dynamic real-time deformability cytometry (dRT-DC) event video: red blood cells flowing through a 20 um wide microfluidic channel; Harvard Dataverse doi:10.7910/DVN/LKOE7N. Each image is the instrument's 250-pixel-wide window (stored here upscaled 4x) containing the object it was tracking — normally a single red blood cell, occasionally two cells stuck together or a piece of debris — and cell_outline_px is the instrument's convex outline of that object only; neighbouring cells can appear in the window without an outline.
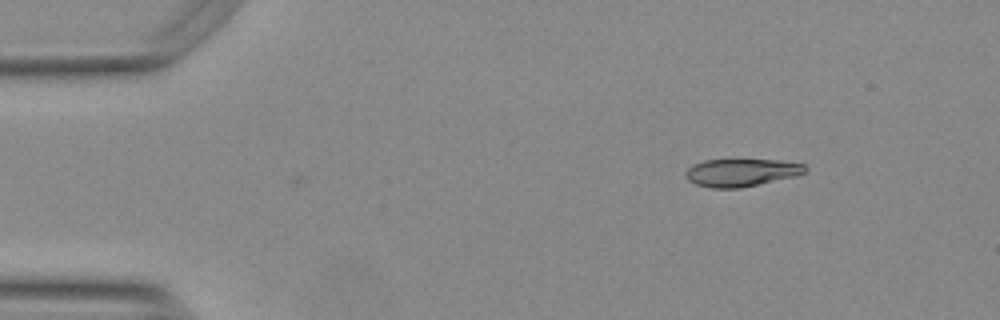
{"species": "Egyptian fruit bat (a non-hibernating species)", "species_latin": "Rousettus aegyptiacus", "temperature_condition": "warm", "stored_images_in_passage": 48, "camera_frame_rate_fps": 3000, "um_per_image_px": 0.085, "animal": {"sex": "female"}, "frame": {"image": 1, "passage_image": 1, "time_ms": 0.0, "image_size_px": [1000, 320], "cell_outline_px": [[808, 168], [804, 172], [796, 176], [740, 188], [712, 188], [696, 184], [688, 180], [688, 168], [692, 164], [704, 160], [776, 160], [804, 164]], "centroid_in_image_um": [63.03, 14.66], "position_along_channel_um": 22.0, "area_um2": 19.02}}
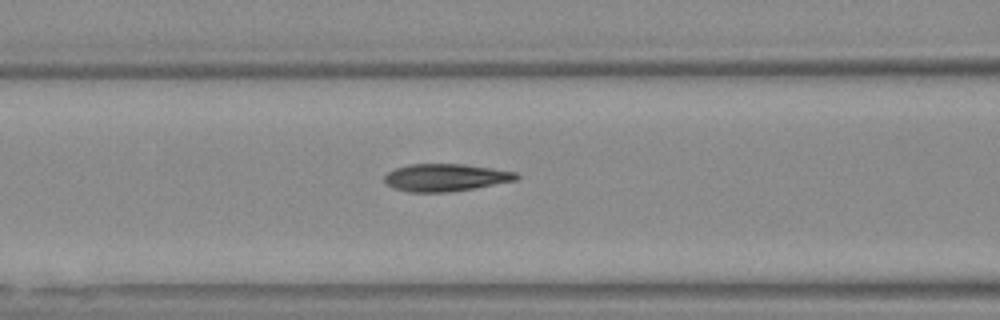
{"frame": {"image": 2, "passage_image": 16, "time_ms": 5.0, "image_size_px": [1000, 320], "cell_outline_px": [[520, 176], [516, 180], [472, 188], [448, 192], [408, 192], [396, 188], [388, 184], [384, 180], [384, 176], [388, 172], [396, 168], [408, 164], [460, 164], [516, 172]], "centroid_in_image_um": [37.84, 15.09], "position_along_channel_um": 128.8, "area_um2": 20.69}}
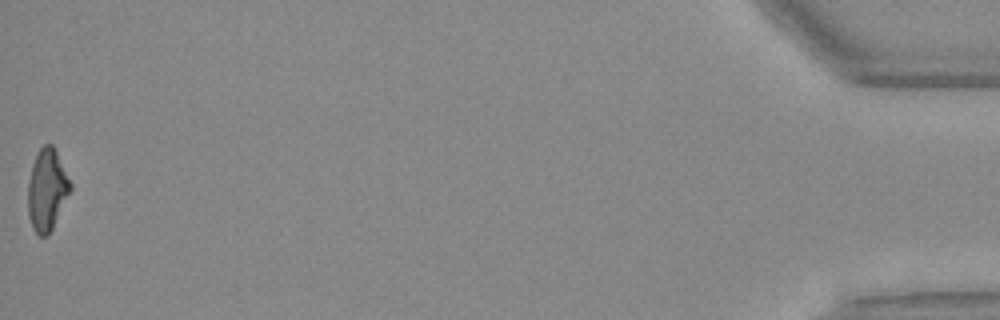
{"frame": {"image": 3, "passage_image": 48, "time_ms": 15.667, "image_size_px": [1000, 320], "cell_outline_px": [[72, 188], [48, 236], [40, 236], [32, 228], [28, 216], [28, 180], [32, 164], [40, 148], [44, 144], [52, 144], [72, 184]], "centroid_in_image_um": [3.98, 16.15], "position_along_channel_um": 431.2, "area_um2": 20.0}, "authors_computed_cell_mechanics": {"area_um2": 20.6924, "velocity_mm_per_s": 3.7765, "shape_relaxation_time_tau1_ms": 3.9058, "shape_relaxation_time_tau2_ms": 1.6314, "deformation_change_tau1": 0.1845, "deformation_change_tau2": 0.0984}}